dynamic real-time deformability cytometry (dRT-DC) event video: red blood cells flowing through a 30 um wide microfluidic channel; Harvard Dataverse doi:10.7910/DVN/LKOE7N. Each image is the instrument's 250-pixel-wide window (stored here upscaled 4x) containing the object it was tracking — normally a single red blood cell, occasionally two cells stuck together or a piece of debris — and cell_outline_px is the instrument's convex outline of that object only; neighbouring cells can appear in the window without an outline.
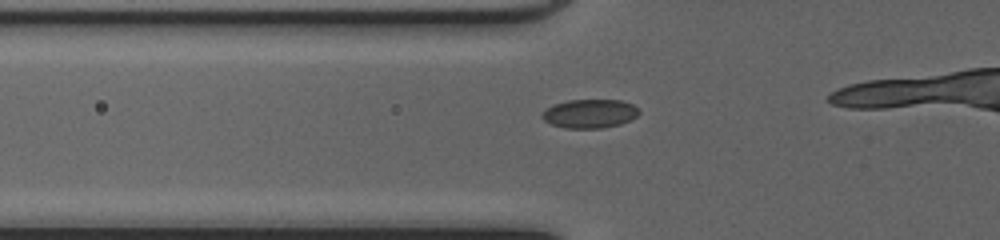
{"species": "common noctule bat (a hibernating species)", "species_latin": "Nyctalus noctula", "temperature_condition": "cold", "stored_images_in_passage": 19, "camera_frame_rate_fps": 3000, "um_per_image_px": 0.085, "animal": {"sex": "female", "body_mass_g": 20.0, "forearm_length_mm": 54.0}, "frame": {"image": 1, "passage_image": 14, "time_ms": 4.333, "image_size_px": [1000, 240], "cell_outline_px": [[640, 112], [636, 116], [620, 124], [600, 128], [564, 128], [552, 124], [544, 120], [540, 116], [540, 112], [544, 108], [552, 104], [568, 100], [620, 100], [632, 104], [640, 108]], "centroid_in_image_um": [50.07, 9.64], "position_along_channel_um": 75.7, "area_um2": 16.42}}